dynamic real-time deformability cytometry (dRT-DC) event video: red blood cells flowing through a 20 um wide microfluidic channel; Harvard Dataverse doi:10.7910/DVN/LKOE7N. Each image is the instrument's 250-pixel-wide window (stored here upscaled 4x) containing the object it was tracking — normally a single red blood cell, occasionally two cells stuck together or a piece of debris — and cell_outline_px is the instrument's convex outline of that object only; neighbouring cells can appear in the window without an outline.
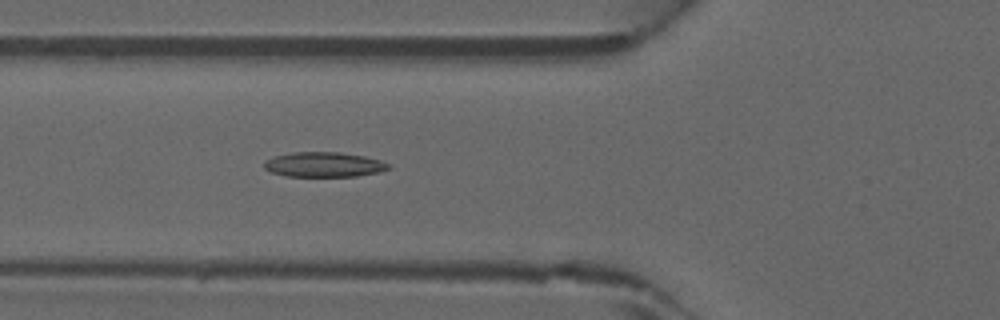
{"species": "common noctule bat (a hibernating species)", "species_latin": "Nyctalus noctula", "temperature_condition": "warm", "stored_images_in_passage": 34, "camera_frame_rate_fps": 3000, "um_per_image_px": 0.085, "animal": {"sex": "male", "forearm_length_mm": 52.5}, "frame": {"image": 1, "passage_image": 8, "time_ms": 2.333, "image_size_px": [1000, 320], "cell_outline_px": [[392, 168], [376, 172], [356, 176], [288, 176], [272, 172], [264, 168], [264, 160], [276, 156], [292, 152], [340, 152], [364, 156], [380, 160], [392, 164]], "centroid_in_image_um": [27.55, 13.98], "position_along_channel_um": 98.2, "area_um2": 17.98}}
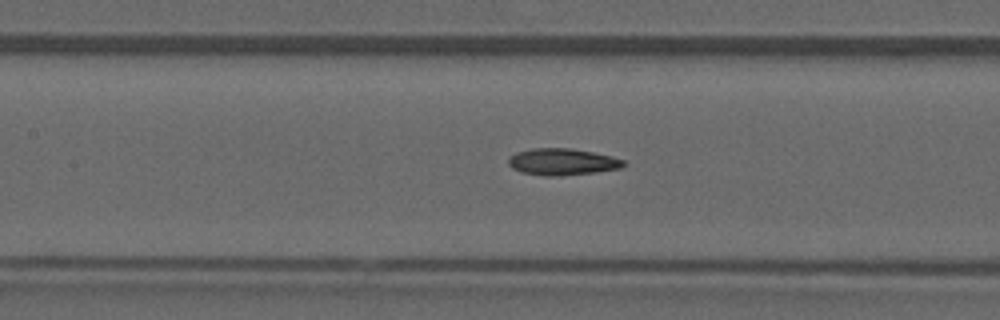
{"frame": {"image": 2, "passage_image": 12, "time_ms": 3.667, "image_size_px": [1000, 320], "cell_outline_px": [[628, 164], [620, 168], [596, 172], [560, 176], [544, 176], [520, 172], [512, 168], [508, 164], [508, 156], [516, 152], [532, 148], [568, 148], [592, 152], [612, 156], [624, 160]], "centroid_in_image_um": [47.77, 13.76], "position_along_channel_um": 159.6, "area_um2": 18.09}}
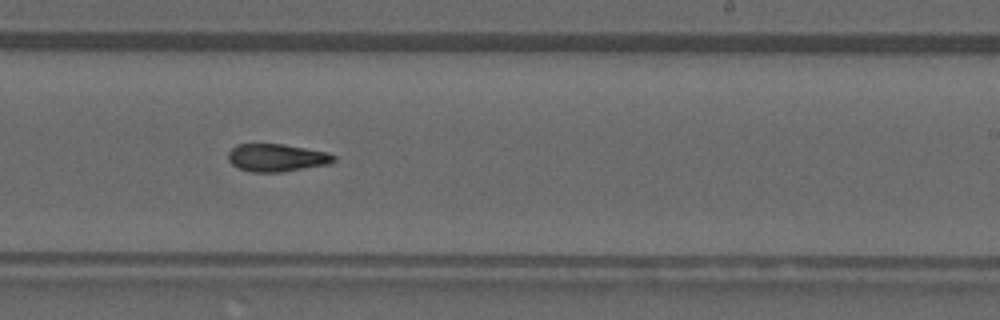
{"frame": {"image": 3, "passage_image": 19, "time_ms": 6.0, "image_size_px": [1000, 320], "cell_outline_px": [[336, 160], [328, 164], [280, 172], [252, 172], [240, 168], [232, 164], [228, 160], [228, 152], [236, 144], [284, 144], [328, 152], [336, 156]], "centroid_in_image_um": [23.52, 13.39], "position_along_channel_um": 265.5, "area_um2": 16.99}}